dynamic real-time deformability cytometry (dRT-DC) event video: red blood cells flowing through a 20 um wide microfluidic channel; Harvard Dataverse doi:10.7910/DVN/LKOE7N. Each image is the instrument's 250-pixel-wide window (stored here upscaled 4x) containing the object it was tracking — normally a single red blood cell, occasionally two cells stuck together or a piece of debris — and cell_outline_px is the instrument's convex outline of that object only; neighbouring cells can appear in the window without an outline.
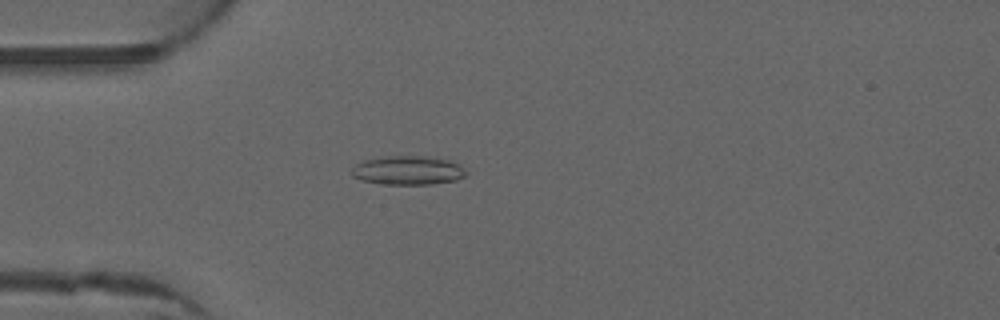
{"species": "common noctule bat (a hibernating species)", "species_latin": "Nyctalus noctula", "temperature_condition": "warm", "stored_images_in_passage": 52, "camera_frame_rate_fps": 3000, "um_per_image_px": 0.085, "animal": {"sex": "male", "forearm_length_mm": 52.5}, "frame": {"image": 1, "passage_image": 15, "time_ms": 4.667, "image_size_px": [1000, 320], "cell_outline_px": [[468, 172], [464, 176], [456, 180], [432, 184], [384, 184], [364, 180], [352, 176], [352, 168], [356, 164], [364, 160], [384, 156], [424, 156], [448, 160], [460, 164]], "centroid_in_image_um": [34.7, 14.47], "position_along_channel_um": 50.3, "area_um2": 19.19}}
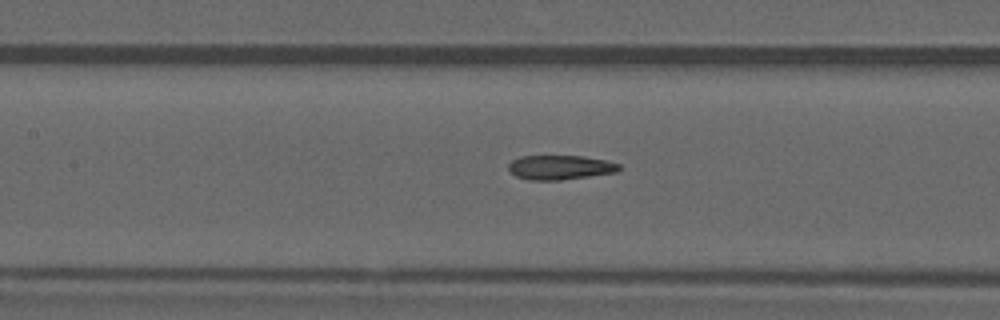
{"frame": {"image": 2, "passage_image": 24, "time_ms": 7.667, "image_size_px": [1000, 320], "cell_outline_px": [[620, 168], [616, 172], [560, 180], [528, 180], [516, 176], [508, 168], [508, 164], [512, 160], [520, 156], [584, 156], [604, 160], [620, 164]], "centroid_in_image_um": [47.58, 14.22], "position_along_channel_um": 159.8, "area_um2": 15.61}}
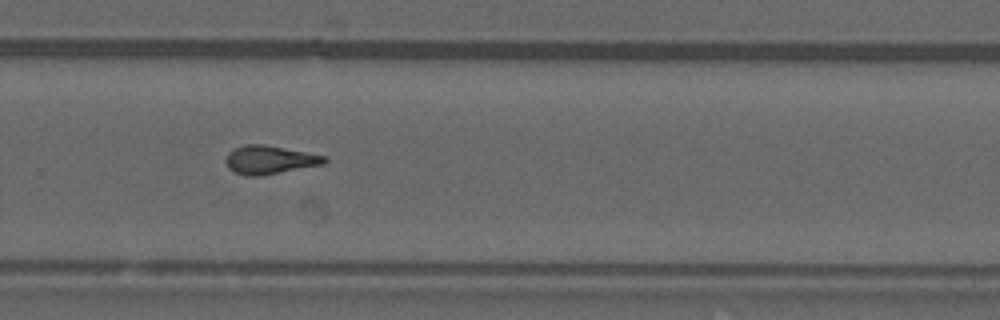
{"frame": {"image": 3, "passage_image": 35, "time_ms": 11.333, "image_size_px": [1000, 320], "cell_outline_px": [[328, 160], [324, 164], [260, 176], [248, 176], [236, 172], [228, 168], [224, 160], [228, 152], [244, 144], [264, 144], [324, 156]], "centroid_in_image_um": [22.88, 13.58], "position_along_channel_um": 306.9, "area_um2": 16.18}, "authors_computed_cell_mechanics": {"area_um2": 16.3574, "velocity_mm_per_s": 4.0372, "shape_relaxation_time_tau1_ms": null, "shape_relaxation_time_tau2_ms": 2.2075, "deformation_change_tau1": null, "deformation_change_tau2": 0.1073}}